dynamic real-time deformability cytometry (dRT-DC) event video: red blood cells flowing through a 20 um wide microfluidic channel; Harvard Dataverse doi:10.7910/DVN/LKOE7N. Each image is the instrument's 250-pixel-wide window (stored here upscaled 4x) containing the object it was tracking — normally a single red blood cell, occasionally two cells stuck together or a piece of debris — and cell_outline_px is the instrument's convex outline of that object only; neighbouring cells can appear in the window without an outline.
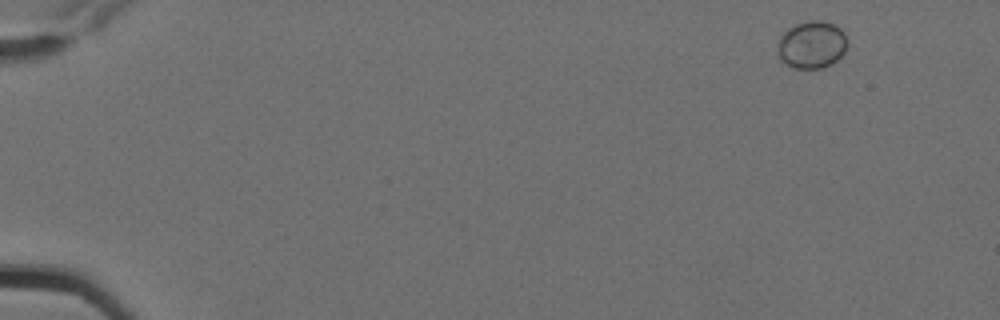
{"species": "Egyptian fruit bat (a non-hibernating species)", "species_latin": "Rousettus aegyptiacus", "temperature_condition": "cold", "stored_images_in_passage": 5, "camera_frame_rate_fps": 3000, "um_per_image_px": 0.085, "animal": {"sex": "female"}, "frame": {"image": 1, "passage_image": 1, "time_ms": 0.0, "image_size_px": [1000, 320], "cell_outline_px": [[848, 44], [844, 52], [832, 64], [824, 68], [792, 68], [784, 64], [780, 60], [776, 52], [776, 44], [780, 36], [788, 28], [796, 24], [808, 20], [820, 20], [836, 24], [844, 32], [848, 40]], "centroid_in_image_um": [68.98, 3.8], "position_along_channel_um": 16.0, "area_um2": 19.83}}
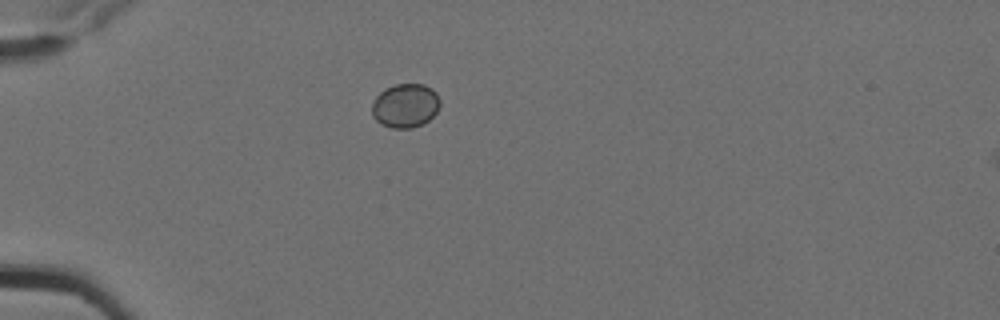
{"frame": {"image": 2, "passage_image": 4, "time_ms": 1.0, "image_size_px": [1000, 320], "cell_outline_px": [[440, 104], [436, 112], [424, 124], [412, 128], [392, 128], [380, 124], [372, 116], [372, 104], [376, 96], [384, 88], [396, 84], [424, 84], [432, 88], [436, 92], [440, 100]], "centroid_in_image_um": [34.45, 8.98], "position_along_channel_um": 50.6, "area_um2": 17.63}}